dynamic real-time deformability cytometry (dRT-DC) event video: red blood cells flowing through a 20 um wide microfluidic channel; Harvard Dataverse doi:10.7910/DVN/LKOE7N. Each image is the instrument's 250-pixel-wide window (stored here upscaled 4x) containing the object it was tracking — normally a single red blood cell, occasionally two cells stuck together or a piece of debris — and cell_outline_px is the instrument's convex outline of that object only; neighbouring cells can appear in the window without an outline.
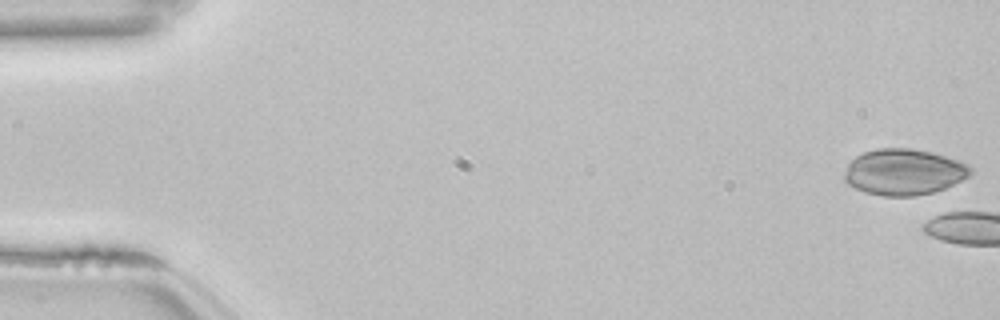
{"species": "common noctule bat (a hibernating species)", "species_latin": "Nyctalus noctula", "temperature_condition": "room temperature", "stored_images_in_passage": 4, "camera_frame_rate_fps": 3000, "um_per_image_px": 0.085, "animal": {"sex": "female", "body_mass_g": 22.7, "forearm_length_mm": 54.2}, "frame": {"image": 1, "passage_image": 1, "time_ms": 0.0, "image_size_px": [1000, 320], "cell_outline_px": [[972, 172], [968, 176], [944, 188], [932, 192], [916, 196], [884, 196], [864, 192], [848, 184], [844, 180], [844, 172], [848, 164], [856, 156], [864, 152], [876, 148], [912, 148], [932, 152], [960, 160], [968, 164], [972, 168]], "centroid_in_image_um": [76.82, 14.61], "position_along_channel_um": 8.2, "area_um2": 33.93}}